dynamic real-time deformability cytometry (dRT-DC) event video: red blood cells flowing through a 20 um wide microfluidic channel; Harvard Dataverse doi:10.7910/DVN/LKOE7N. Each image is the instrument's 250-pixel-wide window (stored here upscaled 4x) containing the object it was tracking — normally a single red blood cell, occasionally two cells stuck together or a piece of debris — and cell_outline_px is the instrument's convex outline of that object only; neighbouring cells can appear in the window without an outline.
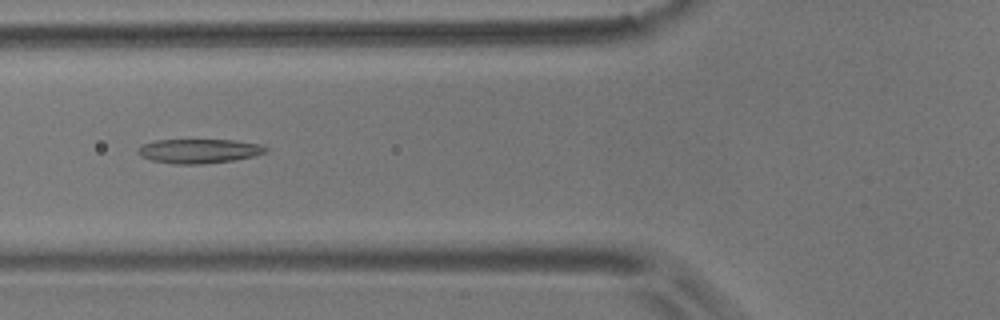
{"species": "common noctule bat (a hibernating species)", "species_latin": "Nyctalus noctula", "temperature_condition": "room temperature", "stored_images_in_passage": 10, "camera_frame_rate_fps": 3000, "um_per_image_px": 0.085, "animal": {"sex": "male", "body_mass_g": 17.9}, "frame": {"image": 1, "passage_image": 5, "time_ms": 1.333, "image_size_px": [1000, 320], "cell_outline_px": [[268, 152], [252, 156], [232, 160], [200, 164], [172, 164], [152, 160], [140, 156], [136, 152], [136, 148], [144, 144], [156, 140], [232, 140], [260, 144], [268, 148]], "centroid_in_image_um": [16.88, 12.84], "position_along_channel_um": 108.9, "area_um2": 18.03}}
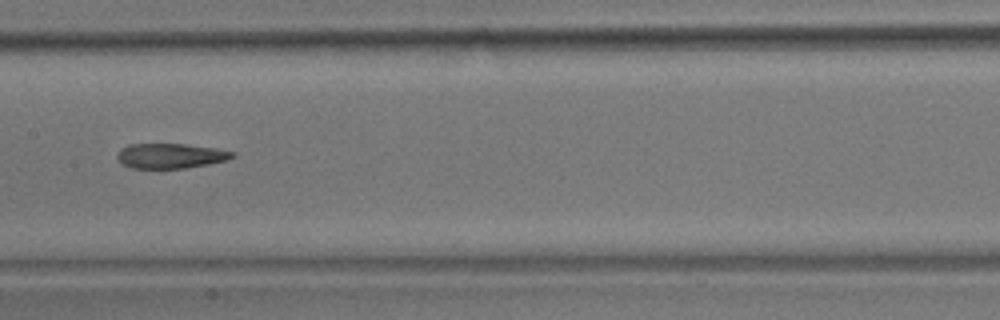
{"frame": {"image": 2, "passage_image": 7, "time_ms": 2.0, "image_size_px": [1000, 320], "cell_outline_px": [[236, 156], [228, 160], [208, 164], [184, 168], [132, 168], [124, 164], [116, 156], [120, 148], [128, 144], [188, 144], [216, 148], [236, 152]], "centroid_in_image_um": [14.54, 13.23], "position_along_channel_um": 192.9, "area_um2": 16.82}}
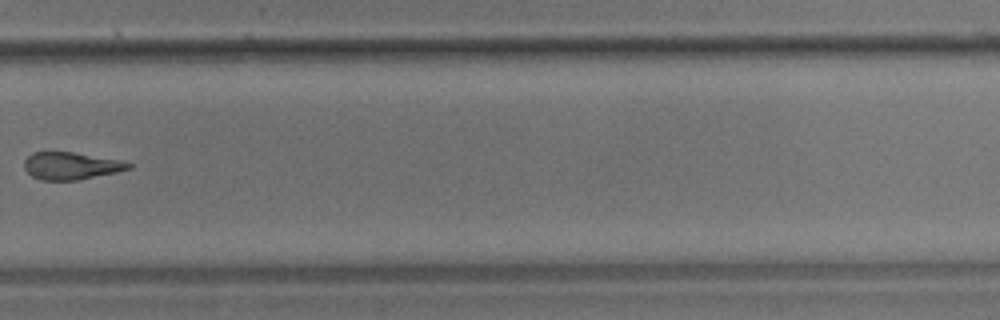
{"frame": {"image": 3, "passage_image": 10, "time_ms": 3.0, "image_size_px": [1000, 320], "cell_outline_px": [[132, 168], [116, 172], [76, 180], [40, 180], [32, 176], [24, 168], [24, 160], [32, 152], [72, 152], [120, 160], [132, 164]], "centroid_in_image_um": [6.01, 14.09], "position_along_channel_um": 323.8, "area_um2": 16.47}}